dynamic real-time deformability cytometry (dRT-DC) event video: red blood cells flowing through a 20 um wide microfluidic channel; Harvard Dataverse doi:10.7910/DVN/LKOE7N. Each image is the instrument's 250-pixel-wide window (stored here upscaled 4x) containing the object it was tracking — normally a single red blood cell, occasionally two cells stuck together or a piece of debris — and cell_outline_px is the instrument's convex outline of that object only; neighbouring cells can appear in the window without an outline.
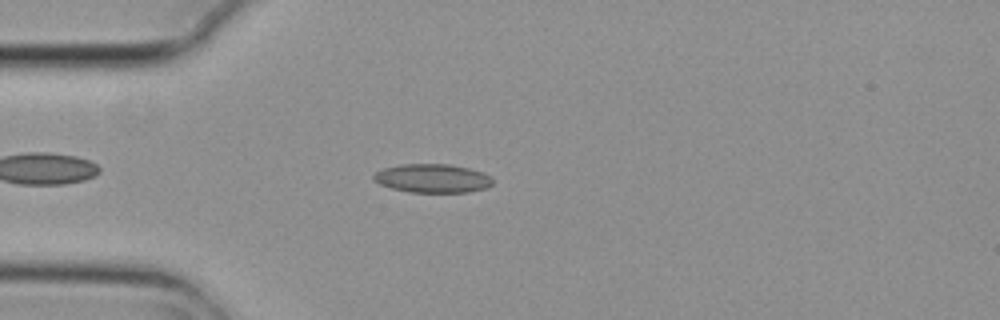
{"species": "common noctule bat (a hibernating species)", "species_latin": "Nyctalus noctula", "temperature_condition": "cold", "stored_images_in_passage": 5, "camera_frame_rate_fps": 3000, "um_per_image_px": 0.085, "animal": {"sex": "female", "body_mass_g": 29.2, "forearm_length_mm": 56.3}, "frame": {"image": 1, "passage_image": 4, "time_ms": 1.0, "image_size_px": [1000, 320], "cell_outline_px": [[492, 184], [484, 188], [468, 192], [408, 192], [392, 188], [380, 184], [372, 180], [372, 176], [376, 172], [384, 168], [400, 164], [448, 164], [468, 168], [484, 172], [492, 180]], "centroid_in_image_um": [36.72, 15.15], "position_along_channel_um": 48.3, "area_um2": 19.83}}